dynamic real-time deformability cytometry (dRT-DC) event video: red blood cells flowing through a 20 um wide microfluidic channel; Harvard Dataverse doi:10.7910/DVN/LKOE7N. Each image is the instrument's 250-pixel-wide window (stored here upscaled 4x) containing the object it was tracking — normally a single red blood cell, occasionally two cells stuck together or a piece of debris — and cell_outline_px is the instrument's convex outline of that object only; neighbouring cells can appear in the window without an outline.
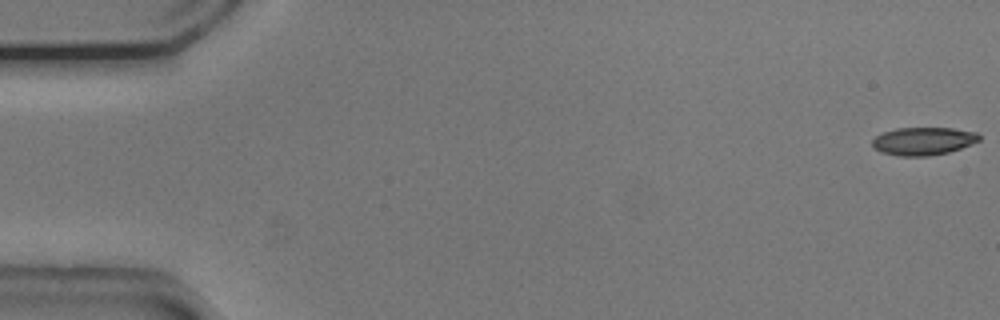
{"species": "common noctule bat (a hibernating species)", "species_latin": "Nyctalus noctula", "temperature_condition": "cold", "stored_images_in_passage": 54, "camera_frame_rate_fps": 3000, "um_per_image_px": 0.085, "animal": {"sex": "male", "body_mass_g": 20.5, "forearm_length_mm": 52.5}, "frame": {"image": 1, "passage_image": 1, "time_ms": 0.0, "image_size_px": [1000, 320], "cell_outline_px": [[980, 140], [960, 148], [948, 152], [928, 156], [900, 156], [880, 152], [872, 148], [872, 140], [876, 136], [884, 132], [896, 128], [952, 128], [976, 132], [980, 136]], "centroid_in_image_um": [78.44, 11.99], "position_along_channel_um": 6.6, "area_um2": 17.34}}
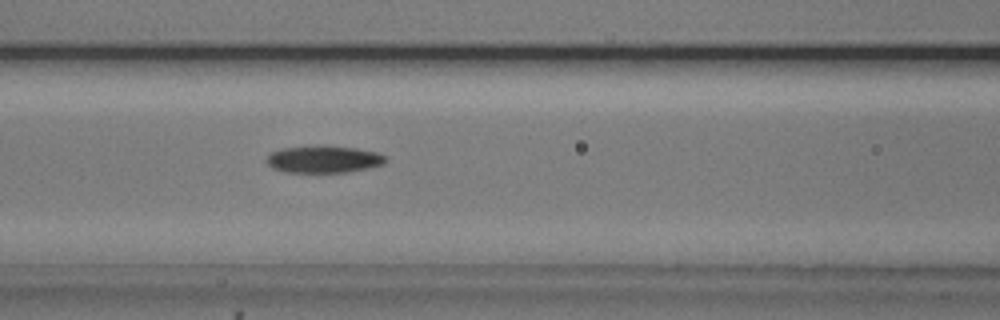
{"frame": {"image": 2, "passage_image": 23, "time_ms": 7.333, "image_size_px": [1000, 320], "cell_outline_px": [[388, 160], [384, 164], [368, 168], [348, 172], [284, 172], [272, 168], [264, 160], [272, 152], [280, 148], [356, 148], [376, 152], [384, 156]], "centroid_in_image_um": [27.51, 13.58], "position_along_channel_um": 139.1, "area_um2": 18.09}}
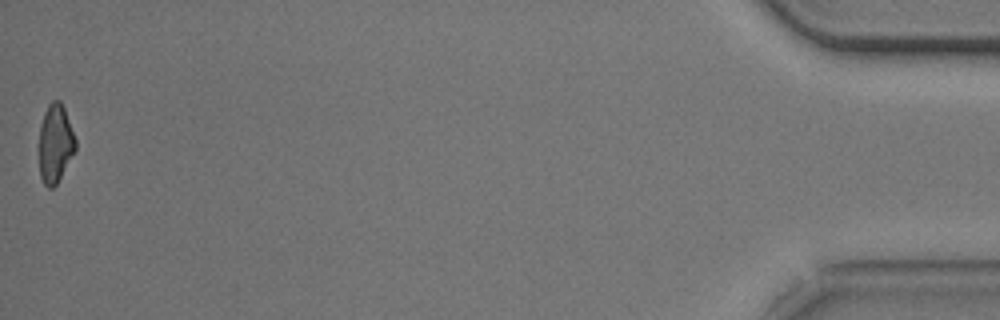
{"frame": {"image": 3, "passage_image": 54, "time_ms": 17.667, "image_size_px": [1000, 320], "cell_outline_px": [[76, 148], [56, 184], [52, 188], [48, 188], [44, 184], [40, 176], [40, 124], [44, 112], [48, 104], [52, 100], [60, 100], [64, 108], [76, 140]], "centroid_in_image_um": [4.69, 12.17], "position_along_channel_um": 430.5, "area_um2": 16.36}, "authors_computed_cell_mechanics": {"area_um2": 18.2648, "velocity_mm_per_s": 3.7615, "shape_relaxation_time_tau1_ms": 5.4633, "shape_relaxation_time_tau2_ms": 8.6844, "deformation_change_tau1": 0.1603, "deformation_change_tau2": 0.1955}}